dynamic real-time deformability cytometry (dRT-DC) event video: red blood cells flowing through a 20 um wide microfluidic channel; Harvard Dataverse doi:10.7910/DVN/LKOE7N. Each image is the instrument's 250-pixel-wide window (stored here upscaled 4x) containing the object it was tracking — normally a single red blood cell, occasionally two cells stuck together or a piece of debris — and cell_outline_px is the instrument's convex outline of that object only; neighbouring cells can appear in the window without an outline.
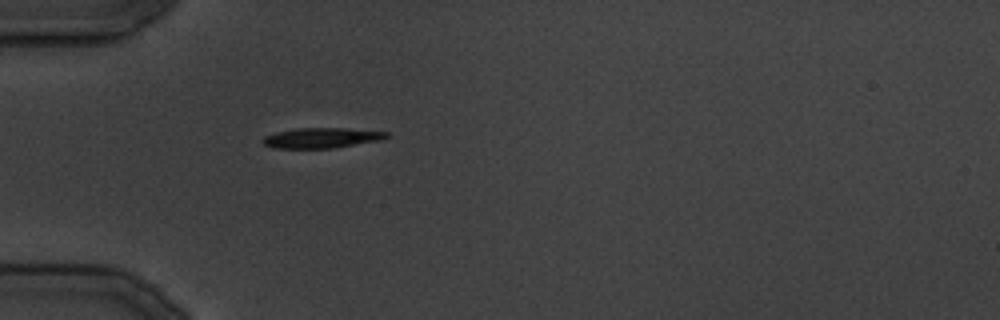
{"species": "common noctule bat (a hibernating species)", "species_latin": "Nyctalus noctula", "temperature_condition": "cold", "stored_images_in_passage": 25, "camera_frame_rate_fps": 3000, "um_per_image_px": 0.085, "animal": {"sex": "male", "body_mass_g": 19.5, "forearm_length_mm": 54.6}, "frame": {"image": 1, "passage_image": 1, "time_ms": 0.0, "image_size_px": [1000, 320], "cell_outline_px": [[392, 136], [384, 140], [336, 148], [272, 148], [264, 144], [260, 140], [264, 136], [276, 132], [296, 128], [344, 128], [388, 132]], "centroid_in_image_um": [27.39, 11.72], "position_along_channel_um": 57.6, "area_um2": 14.91}}
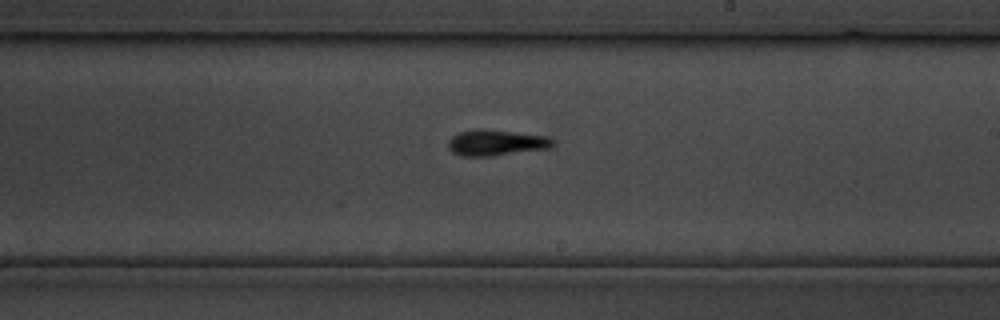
{"frame": {"image": 2, "passage_image": 11, "time_ms": 12.333, "image_size_px": [1000, 320], "cell_outline_px": [[556, 140], [548, 148], [492, 156], [460, 156], [452, 152], [448, 148], [448, 140], [452, 136], [460, 132], [476, 128], [480, 128], [516, 132], [548, 136]], "centroid_in_image_um": [42.14, 12.12], "position_along_channel_um": 246.9, "area_um2": 15.9}}
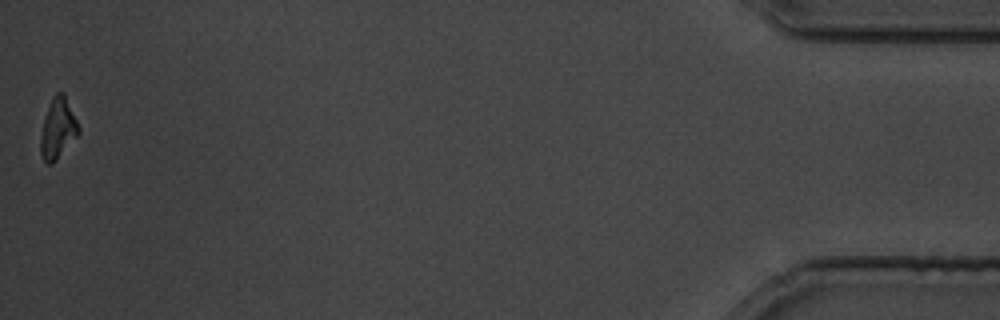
{"frame": {"image": 3, "passage_image": 25, "time_ms": 29.333, "image_size_px": [1000, 320], "cell_outline_px": [[80, 132], [56, 160], [52, 164], [48, 164], [44, 160], [40, 152], [40, 136], [44, 116], [52, 96], [56, 92], [64, 92], [80, 128]], "centroid_in_image_um": [4.9, 10.9], "position_along_channel_um": 430.3, "area_um2": 13.41}}